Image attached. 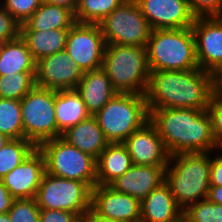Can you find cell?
Masks as SVG:
<instances>
[{
  "label": "cell",
  "mask_w": 222,
  "mask_h": 222,
  "mask_svg": "<svg viewBox=\"0 0 222 222\" xmlns=\"http://www.w3.org/2000/svg\"><path fill=\"white\" fill-rule=\"evenodd\" d=\"M98 25L106 44L146 46L152 31L134 0H126Z\"/></svg>",
  "instance_id": "cell-10"
},
{
  "label": "cell",
  "mask_w": 222,
  "mask_h": 222,
  "mask_svg": "<svg viewBox=\"0 0 222 222\" xmlns=\"http://www.w3.org/2000/svg\"><path fill=\"white\" fill-rule=\"evenodd\" d=\"M133 165L167 166L170 154L156 126L148 120L124 142Z\"/></svg>",
  "instance_id": "cell-16"
},
{
  "label": "cell",
  "mask_w": 222,
  "mask_h": 222,
  "mask_svg": "<svg viewBox=\"0 0 222 222\" xmlns=\"http://www.w3.org/2000/svg\"><path fill=\"white\" fill-rule=\"evenodd\" d=\"M20 72H36V62L28 49L27 43L19 35L5 42L0 53V76Z\"/></svg>",
  "instance_id": "cell-26"
},
{
  "label": "cell",
  "mask_w": 222,
  "mask_h": 222,
  "mask_svg": "<svg viewBox=\"0 0 222 222\" xmlns=\"http://www.w3.org/2000/svg\"><path fill=\"white\" fill-rule=\"evenodd\" d=\"M214 96L213 74L200 68L150 71L145 93L147 109L207 110Z\"/></svg>",
  "instance_id": "cell-1"
},
{
  "label": "cell",
  "mask_w": 222,
  "mask_h": 222,
  "mask_svg": "<svg viewBox=\"0 0 222 222\" xmlns=\"http://www.w3.org/2000/svg\"><path fill=\"white\" fill-rule=\"evenodd\" d=\"M4 44H5V41L0 40V53L2 52Z\"/></svg>",
  "instance_id": "cell-46"
},
{
  "label": "cell",
  "mask_w": 222,
  "mask_h": 222,
  "mask_svg": "<svg viewBox=\"0 0 222 222\" xmlns=\"http://www.w3.org/2000/svg\"><path fill=\"white\" fill-rule=\"evenodd\" d=\"M81 218L65 210L40 209L39 222H80Z\"/></svg>",
  "instance_id": "cell-37"
},
{
  "label": "cell",
  "mask_w": 222,
  "mask_h": 222,
  "mask_svg": "<svg viewBox=\"0 0 222 222\" xmlns=\"http://www.w3.org/2000/svg\"><path fill=\"white\" fill-rule=\"evenodd\" d=\"M36 72L0 76V98L21 100L36 84Z\"/></svg>",
  "instance_id": "cell-30"
},
{
  "label": "cell",
  "mask_w": 222,
  "mask_h": 222,
  "mask_svg": "<svg viewBox=\"0 0 222 222\" xmlns=\"http://www.w3.org/2000/svg\"><path fill=\"white\" fill-rule=\"evenodd\" d=\"M75 23L71 9L43 2L30 18L20 25V30L70 29Z\"/></svg>",
  "instance_id": "cell-24"
},
{
  "label": "cell",
  "mask_w": 222,
  "mask_h": 222,
  "mask_svg": "<svg viewBox=\"0 0 222 222\" xmlns=\"http://www.w3.org/2000/svg\"><path fill=\"white\" fill-rule=\"evenodd\" d=\"M132 165L123 143H109L96 159L97 185H110Z\"/></svg>",
  "instance_id": "cell-22"
},
{
  "label": "cell",
  "mask_w": 222,
  "mask_h": 222,
  "mask_svg": "<svg viewBox=\"0 0 222 222\" xmlns=\"http://www.w3.org/2000/svg\"><path fill=\"white\" fill-rule=\"evenodd\" d=\"M36 148L27 139H10L0 150V179L20 165Z\"/></svg>",
  "instance_id": "cell-29"
},
{
  "label": "cell",
  "mask_w": 222,
  "mask_h": 222,
  "mask_svg": "<svg viewBox=\"0 0 222 222\" xmlns=\"http://www.w3.org/2000/svg\"><path fill=\"white\" fill-rule=\"evenodd\" d=\"M20 103L24 139L38 147L44 141L62 136L55 117V90L35 85Z\"/></svg>",
  "instance_id": "cell-8"
},
{
  "label": "cell",
  "mask_w": 222,
  "mask_h": 222,
  "mask_svg": "<svg viewBox=\"0 0 222 222\" xmlns=\"http://www.w3.org/2000/svg\"><path fill=\"white\" fill-rule=\"evenodd\" d=\"M191 28L198 66L214 74L222 67V19L219 16L196 17Z\"/></svg>",
  "instance_id": "cell-14"
},
{
  "label": "cell",
  "mask_w": 222,
  "mask_h": 222,
  "mask_svg": "<svg viewBox=\"0 0 222 222\" xmlns=\"http://www.w3.org/2000/svg\"><path fill=\"white\" fill-rule=\"evenodd\" d=\"M76 91L92 116L118 93L102 68L84 72Z\"/></svg>",
  "instance_id": "cell-20"
},
{
  "label": "cell",
  "mask_w": 222,
  "mask_h": 222,
  "mask_svg": "<svg viewBox=\"0 0 222 222\" xmlns=\"http://www.w3.org/2000/svg\"><path fill=\"white\" fill-rule=\"evenodd\" d=\"M94 117L109 143H123L149 120L145 95L117 93Z\"/></svg>",
  "instance_id": "cell-6"
},
{
  "label": "cell",
  "mask_w": 222,
  "mask_h": 222,
  "mask_svg": "<svg viewBox=\"0 0 222 222\" xmlns=\"http://www.w3.org/2000/svg\"><path fill=\"white\" fill-rule=\"evenodd\" d=\"M102 69L118 93L145 95L150 76L146 46L106 44Z\"/></svg>",
  "instance_id": "cell-4"
},
{
  "label": "cell",
  "mask_w": 222,
  "mask_h": 222,
  "mask_svg": "<svg viewBox=\"0 0 222 222\" xmlns=\"http://www.w3.org/2000/svg\"><path fill=\"white\" fill-rule=\"evenodd\" d=\"M207 199L213 203L222 205V186H210Z\"/></svg>",
  "instance_id": "cell-41"
},
{
  "label": "cell",
  "mask_w": 222,
  "mask_h": 222,
  "mask_svg": "<svg viewBox=\"0 0 222 222\" xmlns=\"http://www.w3.org/2000/svg\"><path fill=\"white\" fill-rule=\"evenodd\" d=\"M210 186H222V148L212 151Z\"/></svg>",
  "instance_id": "cell-38"
},
{
  "label": "cell",
  "mask_w": 222,
  "mask_h": 222,
  "mask_svg": "<svg viewBox=\"0 0 222 222\" xmlns=\"http://www.w3.org/2000/svg\"><path fill=\"white\" fill-rule=\"evenodd\" d=\"M149 120L163 140L170 155L212 152L220 149L212 131L208 110L194 108L151 109Z\"/></svg>",
  "instance_id": "cell-2"
},
{
  "label": "cell",
  "mask_w": 222,
  "mask_h": 222,
  "mask_svg": "<svg viewBox=\"0 0 222 222\" xmlns=\"http://www.w3.org/2000/svg\"><path fill=\"white\" fill-rule=\"evenodd\" d=\"M152 30L192 27L196 16L188 0H134Z\"/></svg>",
  "instance_id": "cell-15"
},
{
  "label": "cell",
  "mask_w": 222,
  "mask_h": 222,
  "mask_svg": "<svg viewBox=\"0 0 222 222\" xmlns=\"http://www.w3.org/2000/svg\"><path fill=\"white\" fill-rule=\"evenodd\" d=\"M183 210L164 181L140 202V222H177Z\"/></svg>",
  "instance_id": "cell-19"
},
{
  "label": "cell",
  "mask_w": 222,
  "mask_h": 222,
  "mask_svg": "<svg viewBox=\"0 0 222 222\" xmlns=\"http://www.w3.org/2000/svg\"><path fill=\"white\" fill-rule=\"evenodd\" d=\"M84 72L64 50L36 62L35 84L51 90L76 89Z\"/></svg>",
  "instance_id": "cell-13"
},
{
  "label": "cell",
  "mask_w": 222,
  "mask_h": 222,
  "mask_svg": "<svg viewBox=\"0 0 222 222\" xmlns=\"http://www.w3.org/2000/svg\"><path fill=\"white\" fill-rule=\"evenodd\" d=\"M90 116L76 89L55 91V117L61 133Z\"/></svg>",
  "instance_id": "cell-23"
},
{
  "label": "cell",
  "mask_w": 222,
  "mask_h": 222,
  "mask_svg": "<svg viewBox=\"0 0 222 222\" xmlns=\"http://www.w3.org/2000/svg\"><path fill=\"white\" fill-rule=\"evenodd\" d=\"M14 198L9 194L8 189L0 180V214L8 212L12 206Z\"/></svg>",
  "instance_id": "cell-39"
},
{
  "label": "cell",
  "mask_w": 222,
  "mask_h": 222,
  "mask_svg": "<svg viewBox=\"0 0 222 222\" xmlns=\"http://www.w3.org/2000/svg\"><path fill=\"white\" fill-rule=\"evenodd\" d=\"M45 3L52 4V5H60L71 9L75 12L77 7L78 0H42Z\"/></svg>",
  "instance_id": "cell-42"
},
{
  "label": "cell",
  "mask_w": 222,
  "mask_h": 222,
  "mask_svg": "<svg viewBox=\"0 0 222 222\" xmlns=\"http://www.w3.org/2000/svg\"><path fill=\"white\" fill-rule=\"evenodd\" d=\"M188 4L196 17L219 16L222 13V0H188Z\"/></svg>",
  "instance_id": "cell-34"
},
{
  "label": "cell",
  "mask_w": 222,
  "mask_h": 222,
  "mask_svg": "<svg viewBox=\"0 0 222 222\" xmlns=\"http://www.w3.org/2000/svg\"><path fill=\"white\" fill-rule=\"evenodd\" d=\"M20 35V24L0 5V40L5 42Z\"/></svg>",
  "instance_id": "cell-36"
},
{
  "label": "cell",
  "mask_w": 222,
  "mask_h": 222,
  "mask_svg": "<svg viewBox=\"0 0 222 222\" xmlns=\"http://www.w3.org/2000/svg\"><path fill=\"white\" fill-rule=\"evenodd\" d=\"M207 110L211 117L215 141L218 147L222 148V99L213 96Z\"/></svg>",
  "instance_id": "cell-35"
},
{
  "label": "cell",
  "mask_w": 222,
  "mask_h": 222,
  "mask_svg": "<svg viewBox=\"0 0 222 222\" xmlns=\"http://www.w3.org/2000/svg\"><path fill=\"white\" fill-rule=\"evenodd\" d=\"M183 217L186 222H222V205L203 199L189 205Z\"/></svg>",
  "instance_id": "cell-31"
},
{
  "label": "cell",
  "mask_w": 222,
  "mask_h": 222,
  "mask_svg": "<svg viewBox=\"0 0 222 222\" xmlns=\"http://www.w3.org/2000/svg\"><path fill=\"white\" fill-rule=\"evenodd\" d=\"M35 200L40 209L65 210L82 219L91 212L92 188L87 183L45 172Z\"/></svg>",
  "instance_id": "cell-9"
},
{
  "label": "cell",
  "mask_w": 222,
  "mask_h": 222,
  "mask_svg": "<svg viewBox=\"0 0 222 222\" xmlns=\"http://www.w3.org/2000/svg\"><path fill=\"white\" fill-rule=\"evenodd\" d=\"M214 96L222 99V67L213 74Z\"/></svg>",
  "instance_id": "cell-40"
},
{
  "label": "cell",
  "mask_w": 222,
  "mask_h": 222,
  "mask_svg": "<svg viewBox=\"0 0 222 222\" xmlns=\"http://www.w3.org/2000/svg\"><path fill=\"white\" fill-rule=\"evenodd\" d=\"M45 158V169L50 175L97 185L96 159L68 144L61 137L44 141L38 146Z\"/></svg>",
  "instance_id": "cell-7"
},
{
  "label": "cell",
  "mask_w": 222,
  "mask_h": 222,
  "mask_svg": "<svg viewBox=\"0 0 222 222\" xmlns=\"http://www.w3.org/2000/svg\"><path fill=\"white\" fill-rule=\"evenodd\" d=\"M69 29L20 30L35 62L65 49Z\"/></svg>",
  "instance_id": "cell-25"
},
{
  "label": "cell",
  "mask_w": 222,
  "mask_h": 222,
  "mask_svg": "<svg viewBox=\"0 0 222 222\" xmlns=\"http://www.w3.org/2000/svg\"><path fill=\"white\" fill-rule=\"evenodd\" d=\"M61 138L95 159L109 144L96 118L92 115L77 125L68 128L62 133Z\"/></svg>",
  "instance_id": "cell-21"
},
{
  "label": "cell",
  "mask_w": 222,
  "mask_h": 222,
  "mask_svg": "<svg viewBox=\"0 0 222 222\" xmlns=\"http://www.w3.org/2000/svg\"><path fill=\"white\" fill-rule=\"evenodd\" d=\"M0 133L10 139L24 138L20 100L0 98Z\"/></svg>",
  "instance_id": "cell-28"
},
{
  "label": "cell",
  "mask_w": 222,
  "mask_h": 222,
  "mask_svg": "<svg viewBox=\"0 0 222 222\" xmlns=\"http://www.w3.org/2000/svg\"><path fill=\"white\" fill-rule=\"evenodd\" d=\"M42 3V0H0V5L20 25L24 24Z\"/></svg>",
  "instance_id": "cell-33"
},
{
  "label": "cell",
  "mask_w": 222,
  "mask_h": 222,
  "mask_svg": "<svg viewBox=\"0 0 222 222\" xmlns=\"http://www.w3.org/2000/svg\"><path fill=\"white\" fill-rule=\"evenodd\" d=\"M45 172V158L37 147L0 180L14 199L35 198Z\"/></svg>",
  "instance_id": "cell-17"
},
{
  "label": "cell",
  "mask_w": 222,
  "mask_h": 222,
  "mask_svg": "<svg viewBox=\"0 0 222 222\" xmlns=\"http://www.w3.org/2000/svg\"><path fill=\"white\" fill-rule=\"evenodd\" d=\"M80 222H115V221L103 220L101 218L94 216L91 212H89L85 217L81 219Z\"/></svg>",
  "instance_id": "cell-43"
},
{
  "label": "cell",
  "mask_w": 222,
  "mask_h": 222,
  "mask_svg": "<svg viewBox=\"0 0 222 222\" xmlns=\"http://www.w3.org/2000/svg\"><path fill=\"white\" fill-rule=\"evenodd\" d=\"M165 168L166 166L132 165L110 186L141 202L154 188L165 181Z\"/></svg>",
  "instance_id": "cell-18"
},
{
  "label": "cell",
  "mask_w": 222,
  "mask_h": 222,
  "mask_svg": "<svg viewBox=\"0 0 222 222\" xmlns=\"http://www.w3.org/2000/svg\"><path fill=\"white\" fill-rule=\"evenodd\" d=\"M91 213L108 221L140 222V201L110 185H96L92 189Z\"/></svg>",
  "instance_id": "cell-12"
},
{
  "label": "cell",
  "mask_w": 222,
  "mask_h": 222,
  "mask_svg": "<svg viewBox=\"0 0 222 222\" xmlns=\"http://www.w3.org/2000/svg\"><path fill=\"white\" fill-rule=\"evenodd\" d=\"M10 140L6 135L0 133V150L3 148V146Z\"/></svg>",
  "instance_id": "cell-44"
},
{
  "label": "cell",
  "mask_w": 222,
  "mask_h": 222,
  "mask_svg": "<svg viewBox=\"0 0 222 222\" xmlns=\"http://www.w3.org/2000/svg\"><path fill=\"white\" fill-rule=\"evenodd\" d=\"M106 48L98 24L76 22L67 35L65 51L83 72L102 68Z\"/></svg>",
  "instance_id": "cell-11"
},
{
  "label": "cell",
  "mask_w": 222,
  "mask_h": 222,
  "mask_svg": "<svg viewBox=\"0 0 222 222\" xmlns=\"http://www.w3.org/2000/svg\"><path fill=\"white\" fill-rule=\"evenodd\" d=\"M150 71H181L199 68L191 27L152 30L147 45Z\"/></svg>",
  "instance_id": "cell-5"
},
{
  "label": "cell",
  "mask_w": 222,
  "mask_h": 222,
  "mask_svg": "<svg viewBox=\"0 0 222 222\" xmlns=\"http://www.w3.org/2000/svg\"><path fill=\"white\" fill-rule=\"evenodd\" d=\"M8 215L11 222H39L40 208L35 198L14 199Z\"/></svg>",
  "instance_id": "cell-32"
},
{
  "label": "cell",
  "mask_w": 222,
  "mask_h": 222,
  "mask_svg": "<svg viewBox=\"0 0 222 222\" xmlns=\"http://www.w3.org/2000/svg\"><path fill=\"white\" fill-rule=\"evenodd\" d=\"M126 0H78L74 12L78 23L99 24L114 9Z\"/></svg>",
  "instance_id": "cell-27"
},
{
  "label": "cell",
  "mask_w": 222,
  "mask_h": 222,
  "mask_svg": "<svg viewBox=\"0 0 222 222\" xmlns=\"http://www.w3.org/2000/svg\"><path fill=\"white\" fill-rule=\"evenodd\" d=\"M0 222H11L8 212L0 214Z\"/></svg>",
  "instance_id": "cell-45"
},
{
  "label": "cell",
  "mask_w": 222,
  "mask_h": 222,
  "mask_svg": "<svg viewBox=\"0 0 222 222\" xmlns=\"http://www.w3.org/2000/svg\"><path fill=\"white\" fill-rule=\"evenodd\" d=\"M211 154L212 152H192L170 155L165 168V182L183 211L189 205L207 199Z\"/></svg>",
  "instance_id": "cell-3"
},
{
  "label": "cell",
  "mask_w": 222,
  "mask_h": 222,
  "mask_svg": "<svg viewBox=\"0 0 222 222\" xmlns=\"http://www.w3.org/2000/svg\"><path fill=\"white\" fill-rule=\"evenodd\" d=\"M177 222H183V217L180 220H178Z\"/></svg>",
  "instance_id": "cell-47"
}]
</instances>
